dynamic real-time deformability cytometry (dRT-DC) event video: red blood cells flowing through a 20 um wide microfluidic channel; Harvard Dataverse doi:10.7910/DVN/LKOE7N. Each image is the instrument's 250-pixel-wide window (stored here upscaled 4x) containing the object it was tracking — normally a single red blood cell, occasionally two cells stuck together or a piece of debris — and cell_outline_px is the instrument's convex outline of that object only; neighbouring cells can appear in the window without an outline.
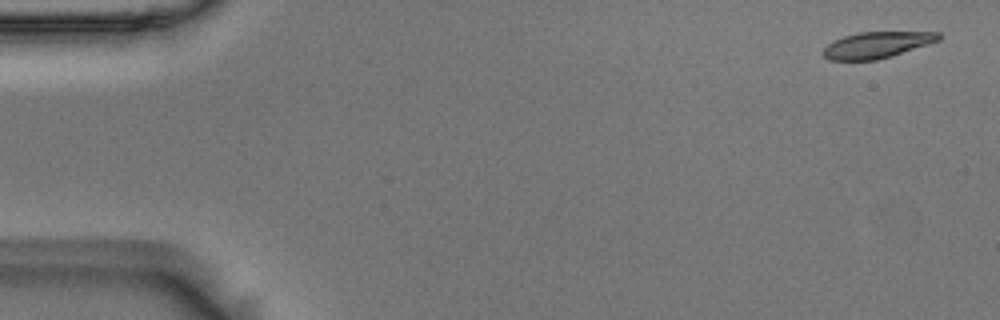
{"species": "Egyptian fruit bat (a non-hibernating species)", "species_latin": "Rousettus aegyptiacus", "temperature_condition": "room temperature", "stored_images_in_passage": 5, "segment_of_instrument_passage": [1, 2], "camera_frame_rate_fps": 3000, "um_per_image_px": 0.085, "animal": {"sex": "male"}, "frame": {"image": 1, "passage_image": 1, "time_ms": 0.0, "image_size_px": [1000, 320], "cell_outline_px": [[940, 40], [892, 56], [876, 60], [828, 60], [820, 52], [828, 44], [844, 36], [860, 32], [940, 32]], "centroid_in_image_um": [74.51, 3.82], "position_along_channel_um": 10.5, "area_um2": 17.57}}